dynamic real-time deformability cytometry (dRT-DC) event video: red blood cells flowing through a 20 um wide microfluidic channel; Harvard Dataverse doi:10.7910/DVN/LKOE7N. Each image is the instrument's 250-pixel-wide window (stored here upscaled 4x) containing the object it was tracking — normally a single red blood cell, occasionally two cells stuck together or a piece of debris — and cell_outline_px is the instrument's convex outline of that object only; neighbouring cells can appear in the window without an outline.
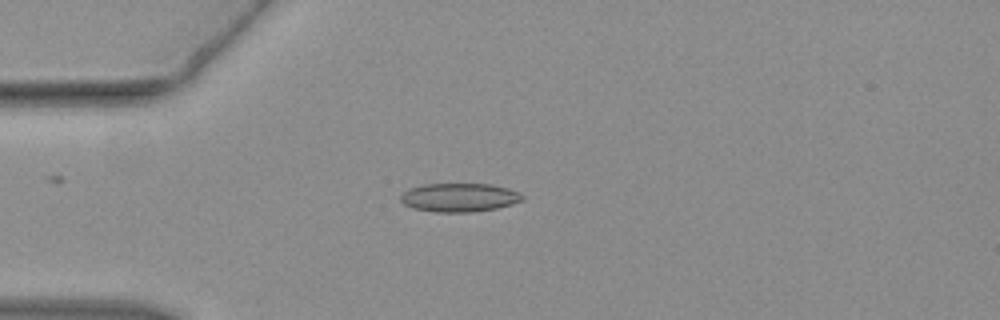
{"species": "common noctule bat (a hibernating species)", "species_latin": "Nyctalus noctula", "temperature_condition": "warm", "stored_images_in_passage": 30, "camera_frame_rate_fps": 3000, "um_per_image_px": 0.085, "animal": {"sex": "female", "body_mass_g": 19.3, "forearm_length_mm": 54.1}, "frame": {"image": 1, "passage_image": 3, "time_ms": 0.667, "image_size_px": [1000, 320], "cell_outline_px": [[524, 200], [512, 204], [496, 208], [472, 212], [436, 212], [412, 208], [404, 204], [400, 200], [400, 196], [404, 192], [412, 188], [424, 184], [492, 184], [508, 188], [520, 192], [524, 196]], "centroid_in_image_um": [39.07, 16.79], "position_along_channel_um": 45.9, "area_um2": 20.35}}
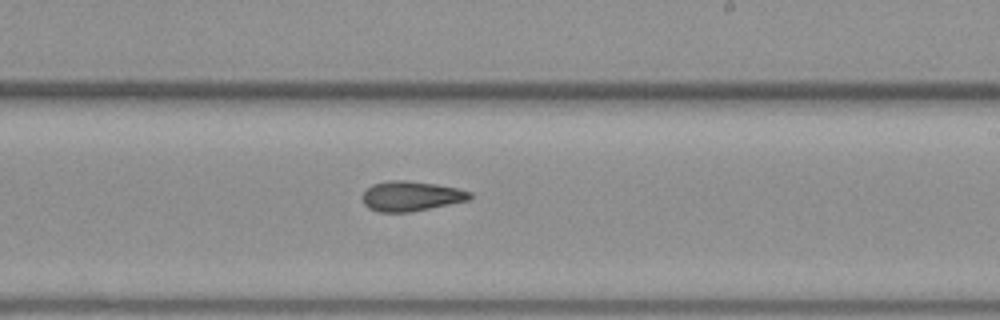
{"frame": {"image": 2, "passage_image": 18, "time_ms": 5.667, "image_size_px": [1000, 320], "cell_outline_px": [[472, 196], [468, 200], [408, 212], [380, 212], [368, 208], [364, 204], [364, 192], [372, 184], [388, 180], [404, 180], [436, 184], [456, 188], [472, 192]], "centroid_in_image_um": [34.92, 16.66], "position_along_channel_um": 254.1, "area_um2": 18.44}}
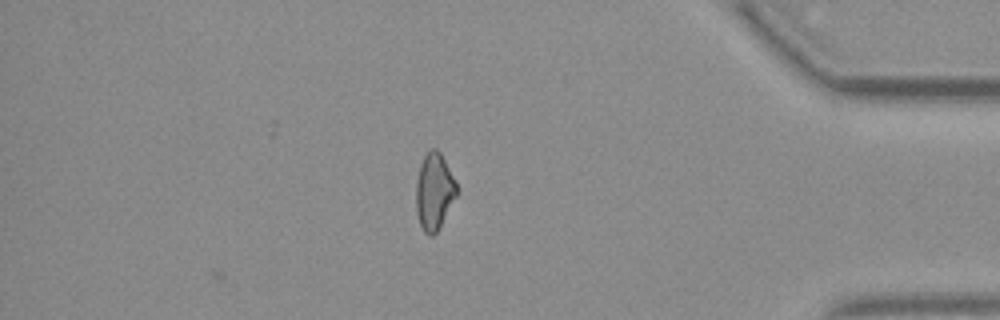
{"frame": {"image": 3, "passage_image": 30, "time_ms": 9.667, "image_size_px": [1000, 320], "cell_outline_px": [[456, 196], [436, 232], [432, 236], [428, 236], [424, 232], [420, 224], [416, 212], [416, 184], [420, 164], [424, 156], [432, 148], [436, 148], [440, 152], [456, 180]], "centroid_in_image_um": [36.89, 16.26], "position_along_channel_um": 398.3, "area_um2": 17.92}}